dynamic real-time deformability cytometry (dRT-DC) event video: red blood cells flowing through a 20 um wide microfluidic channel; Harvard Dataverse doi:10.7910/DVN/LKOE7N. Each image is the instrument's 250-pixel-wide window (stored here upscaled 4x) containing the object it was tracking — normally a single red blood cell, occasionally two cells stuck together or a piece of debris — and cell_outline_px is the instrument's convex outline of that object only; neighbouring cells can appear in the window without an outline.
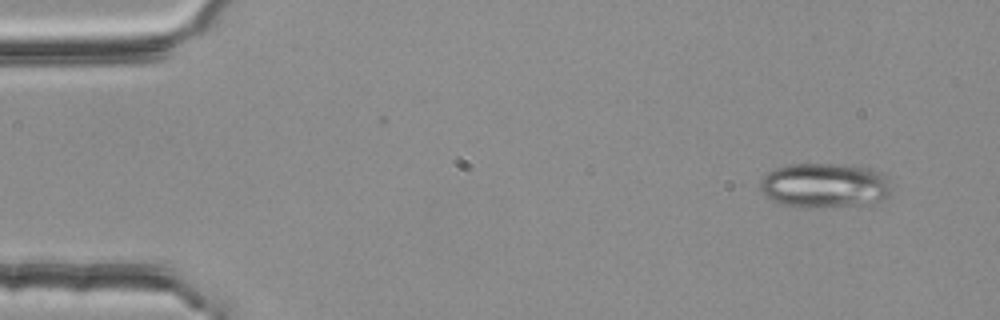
{"species": "common noctule bat (a hibernating species)", "species_latin": "Nyctalus noctula", "temperature_condition": "room temperature", "stored_images_in_passage": 3, "camera_frame_rate_fps": 3000, "um_per_image_px": 0.085, "animal": {"sex": "female", "body_mass_g": 25.1}, "frame": {"image": 1, "passage_image": 1, "time_ms": 0.0, "image_size_px": [1000, 320], "cell_outline_px": [[888, 196], [880, 200], [860, 204], [832, 208], [800, 208], [780, 204], [764, 196], [760, 188], [760, 180], [768, 172], [776, 168], [788, 164], [852, 164], [868, 168], [880, 172], [888, 176]], "centroid_in_image_um": [70.04, 15.77], "position_along_channel_um": 15.0, "area_um2": 34.62}}